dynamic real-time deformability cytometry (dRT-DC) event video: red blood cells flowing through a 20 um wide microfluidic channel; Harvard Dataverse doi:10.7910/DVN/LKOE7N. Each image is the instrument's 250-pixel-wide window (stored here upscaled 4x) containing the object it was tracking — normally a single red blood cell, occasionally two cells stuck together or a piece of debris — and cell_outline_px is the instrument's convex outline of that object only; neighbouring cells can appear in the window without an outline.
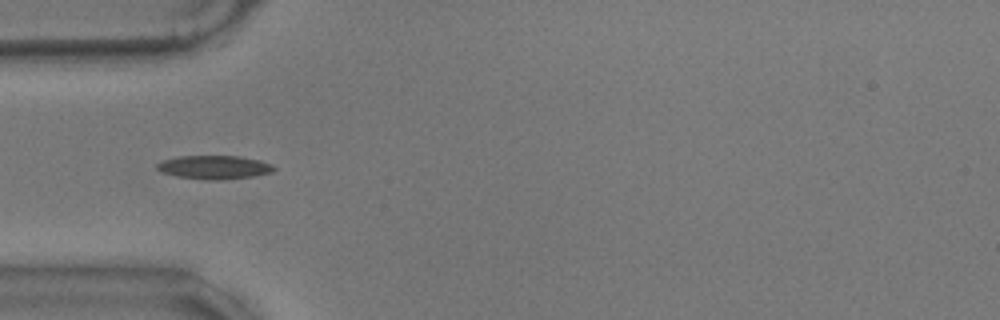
{"species": "common noctule bat (a hibernating species)", "species_latin": "Nyctalus noctula", "temperature_condition": "warm", "stored_images_in_passage": 43, "camera_frame_rate_fps": 3000, "um_per_image_px": 0.085, "animal": {"sex": "male", "body_mass_g": 17.9}, "frame": {"image": 1, "passage_image": 3, "time_ms": 0.667, "image_size_px": [1000, 320], "cell_outline_px": [[276, 168], [272, 172], [252, 176], [220, 180], [208, 180], [176, 176], [164, 172], [156, 168], [156, 164], [164, 160], [180, 156], [236, 156], [260, 160], [272, 164]], "centroid_in_image_um": [18.23, 14.21], "position_along_channel_um": 66.8, "area_um2": 15.9}}
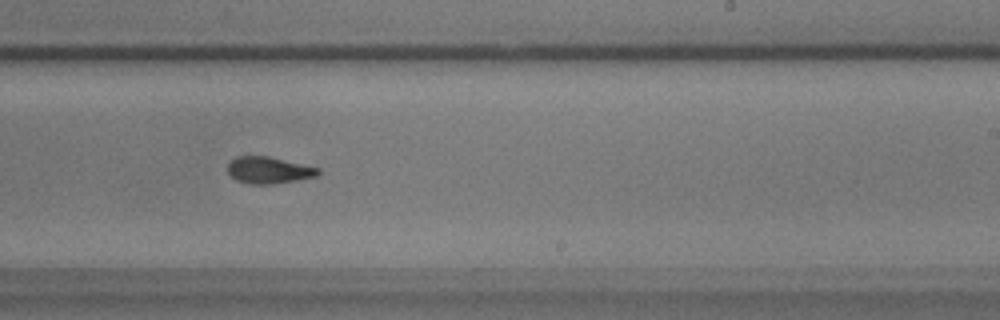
{"frame": {"image": 2, "passage_image": 20, "time_ms": 6.333, "image_size_px": [1000, 320], "cell_outline_px": [[320, 172], [316, 176], [296, 180], [272, 184], [252, 184], [236, 180], [228, 172], [228, 164], [236, 156], [268, 156], [320, 168]], "centroid_in_image_um": [22.84, 14.46], "position_along_channel_um": 266.2, "area_um2": 13.93}}
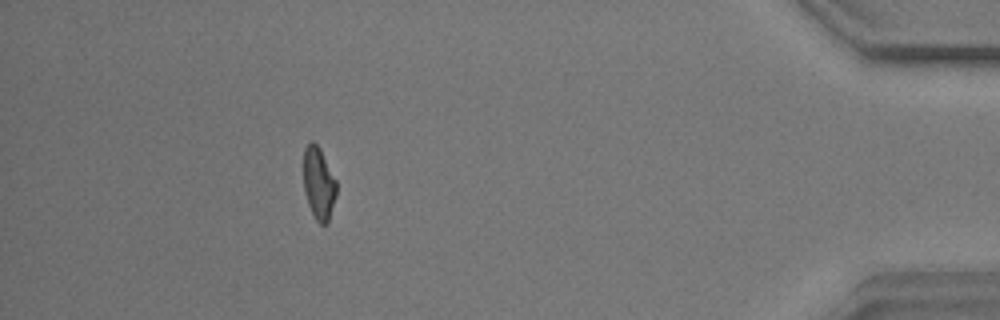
{"frame": {"image": 3, "passage_image": 37, "time_ms": 12.0, "image_size_px": [1000, 320], "cell_outline_px": [[336, 196], [328, 224], [320, 224], [316, 220], [308, 204], [304, 188], [304, 148], [312, 140], [320, 148], [336, 180]], "centroid_in_image_um": [27.1, 15.6], "position_along_channel_um": 408.1, "area_um2": 13.81}, "authors_computed_cell_mechanics": {"area_um2": 14.3922, "velocity_mm_per_s": 3.5048, "shape_relaxation_time_tau1_ms": null, "shape_relaxation_time_tau2_ms": 3.6679, "deformation_change_tau1": null, "deformation_change_tau2": 0.0802}}